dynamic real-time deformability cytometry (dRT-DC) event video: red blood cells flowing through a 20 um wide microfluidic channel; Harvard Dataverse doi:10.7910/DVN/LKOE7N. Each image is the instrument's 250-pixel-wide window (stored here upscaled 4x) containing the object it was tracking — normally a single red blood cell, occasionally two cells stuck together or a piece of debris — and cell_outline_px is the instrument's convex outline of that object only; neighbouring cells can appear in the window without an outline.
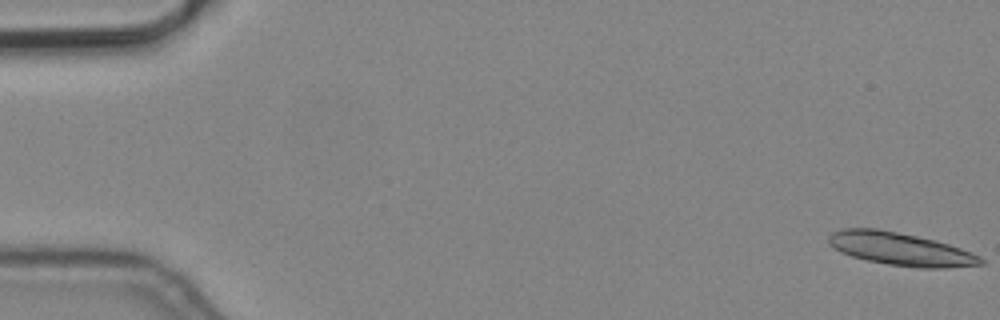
{"species": "common noctule bat (a hibernating species)", "species_latin": "Nyctalus noctula", "temperature_condition": "cold", "stored_images_in_passage": 5, "camera_frame_rate_fps": 3000, "um_per_image_px": 0.085, "animal": {"sex": "male", "body_mass_g": 19.2, "forearm_length_mm": 51.8}, "frame": {"image": 1, "passage_image": 1, "time_ms": 0.0, "image_size_px": [1000, 320], "cell_outline_px": [[984, 264], [944, 268], [920, 268], [888, 264], [868, 260], [852, 256], [840, 252], [828, 244], [828, 236], [832, 232], [844, 228], [880, 228], [936, 240], [972, 252], [980, 256], [984, 260]], "centroid_in_image_um": [76.53, 21.15], "position_along_channel_um": 8.5, "area_um2": 29.25}}